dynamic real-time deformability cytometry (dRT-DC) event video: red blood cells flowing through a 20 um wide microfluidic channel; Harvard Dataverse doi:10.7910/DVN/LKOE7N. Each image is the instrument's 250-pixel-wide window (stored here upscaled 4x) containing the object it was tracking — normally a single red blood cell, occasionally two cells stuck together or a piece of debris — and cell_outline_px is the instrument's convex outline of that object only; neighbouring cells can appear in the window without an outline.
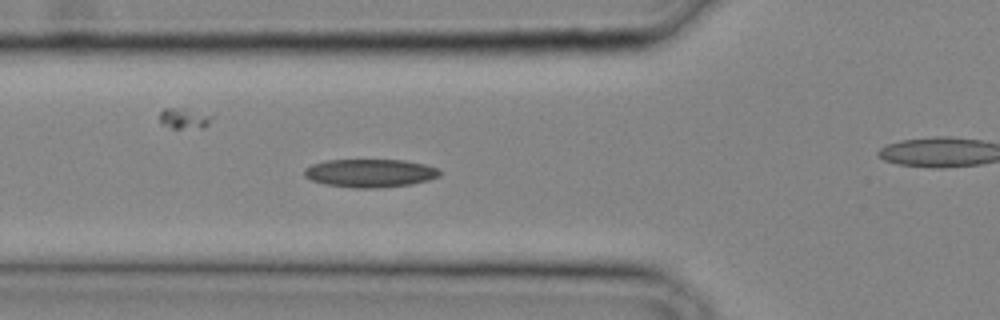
{"species": "common noctule bat (a hibernating species)", "species_latin": "Nyctalus noctula", "temperature_condition": "cold", "stored_images_in_passage": 24, "camera_frame_rate_fps": 3000, "um_per_image_px": 0.085, "animal": {"sex": "male", "body_mass_g": 20.4}, "frame": {"image": 1, "passage_image": 8, "time_ms": 2.333, "image_size_px": [1000, 320], "cell_outline_px": [[440, 176], [428, 180], [412, 184], [380, 188], [352, 188], [324, 184], [312, 180], [304, 176], [304, 168], [312, 164], [324, 160], [404, 160], [424, 164], [440, 168]], "centroid_in_image_um": [31.46, 14.71], "position_along_channel_um": 94.3, "area_um2": 22.48}}